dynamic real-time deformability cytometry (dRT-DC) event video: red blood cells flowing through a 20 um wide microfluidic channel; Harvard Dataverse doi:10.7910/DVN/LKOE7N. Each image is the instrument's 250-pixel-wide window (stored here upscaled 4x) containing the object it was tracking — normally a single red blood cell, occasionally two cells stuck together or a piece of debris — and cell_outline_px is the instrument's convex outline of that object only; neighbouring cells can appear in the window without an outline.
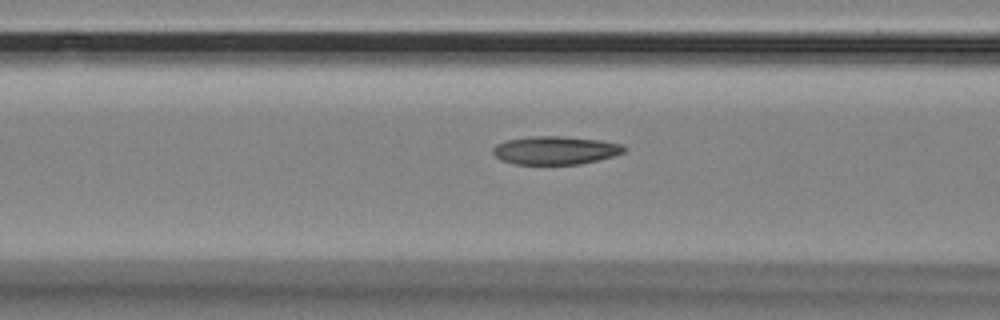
{"species": "Egyptian fruit bat (a non-hibernating species)", "species_latin": "Rousettus aegyptiacus", "temperature_condition": "room temperature", "stored_images_in_passage": 36, "camera_frame_rate_fps": 3000, "um_per_image_px": 0.085, "animal": {"sex": "female"}, "frame": {"image": 1, "passage_image": 9, "time_ms": 2.667, "image_size_px": [1000, 320], "cell_outline_px": [[628, 148], [624, 152], [612, 156], [580, 164], [512, 164], [500, 160], [492, 152], [492, 148], [496, 144], [508, 140], [532, 136], [564, 136], [600, 140], [620, 144]], "centroid_in_image_um": [47.18, 12.77], "position_along_channel_um": 119.4, "area_um2": 21.56}}
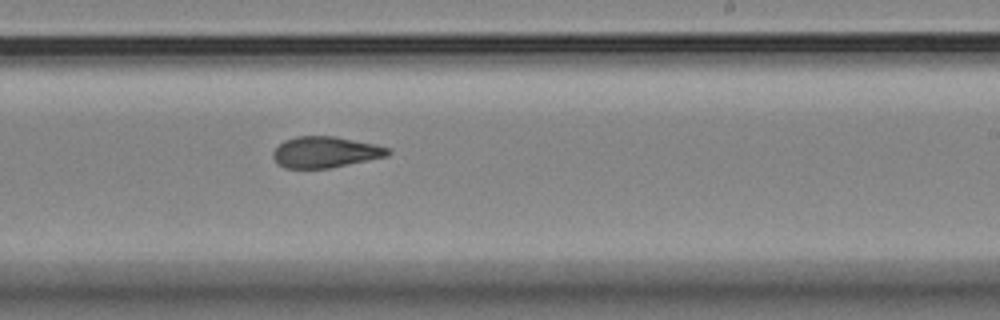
{"frame": {"image": 2, "passage_image": 21, "time_ms": 6.667, "image_size_px": [1000, 320], "cell_outline_px": [[392, 152], [388, 156], [328, 168], [284, 168], [272, 156], [272, 152], [284, 140], [296, 136], [336, 136], [376, 144], [392, 148]], "centroid_in_image_um": [27.7, 12.91], "position_along_channel_um": 261.3, "area_um2": 20.87}}
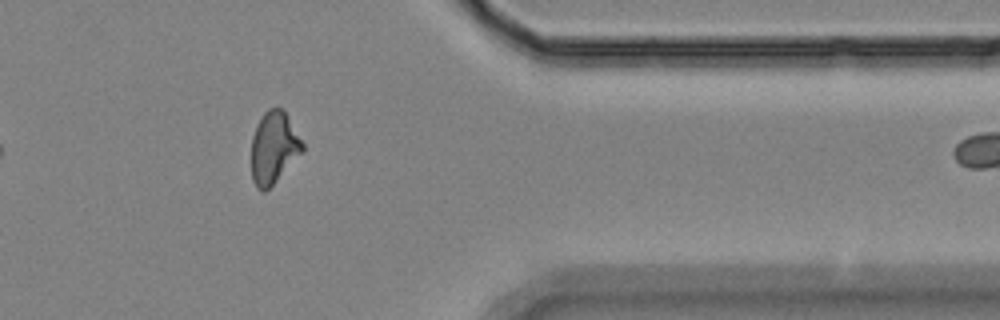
{"frame": {"image": 3, "passage_image": 33, "time_ms": 10.667, "image_size_px": [1000, 320], "cell_outline_px": [[304, 148], [272, 184], [264, 192], [256, 188], [252, 180], [252, 136], [256, 124], [264, 112], [268, 108], [284, 108], [304, 144]], "centroid_in_image_um": [23.24, 12.49], "position_along_channel_um": 388.2, "area_um2": 21.1}}